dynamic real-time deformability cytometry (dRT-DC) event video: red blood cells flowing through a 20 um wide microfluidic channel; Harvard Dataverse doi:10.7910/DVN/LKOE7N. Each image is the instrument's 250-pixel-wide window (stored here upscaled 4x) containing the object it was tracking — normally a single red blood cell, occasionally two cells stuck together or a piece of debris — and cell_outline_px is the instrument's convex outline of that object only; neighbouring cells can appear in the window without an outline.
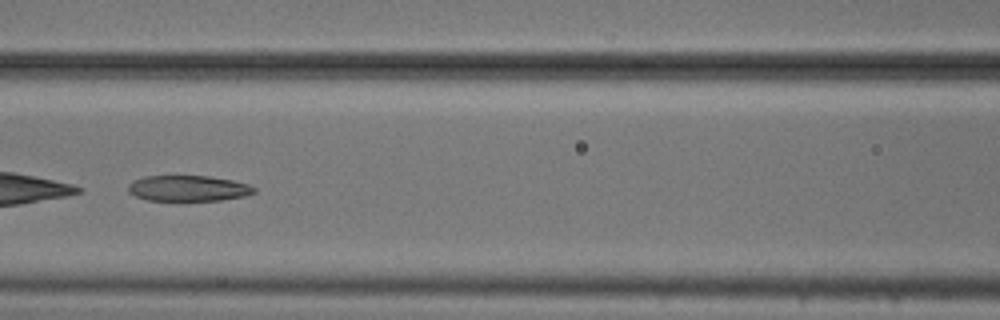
{"species": "common noctule bat (a hibernating species)", "species_latin": "Nyctalus noctula", "temperature_condition": "cold", "stored_images_in_passage": 52, "camera_frame_rate_fps": 3000, "um_per_image_px": 0.085, "animal": {"sex": "male", "body_mass_g": 20.5, "forearm_length_mm": 52.5}, "frame": {"image": 1, "passage_image": 23, "time_ms": 7.333, "image_size_px": [1000, 320], "cell_outline_px": [[256, 192], [244, 196], [220, 200], [176, 204], [148, 200], [136, 196], [128, 192], [128, 184], [132, 180], [144, 176], [208, 176], [232, 180], [248, 184], [256, 188]], "centroid_in_image_um": [15.95, 16.06], "position_along_channel_um": 150.6, "area_um2": 19.88}}
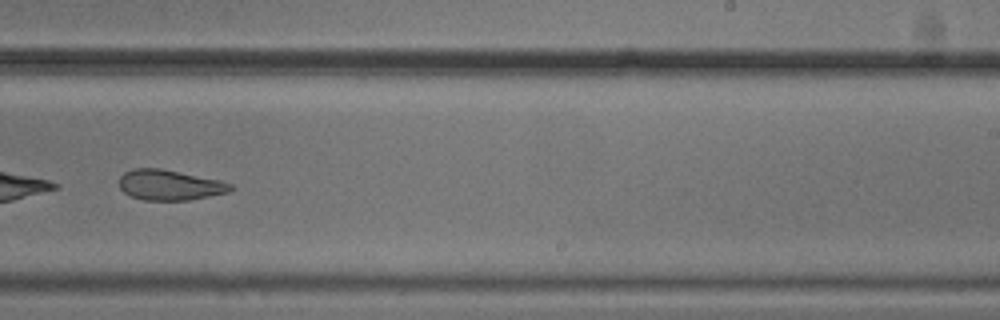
{"frame": {"image": 2, "passage_image": 33, "time_ms": 10.667, "image_size_px": [1000, 320], "cell_outline_px": [[236, 188], [228, 192], [188, 200], [144, 200], [132, 196], [124, 192], [120, 188], [120, 176], [124, 172], [132, 168], [160, 168], [220, 180], [232, 184]], "centroid_in_image_um": [14.43, 15.72], "position_along_channel_um": 274.6, "area_um2": 19.65}}
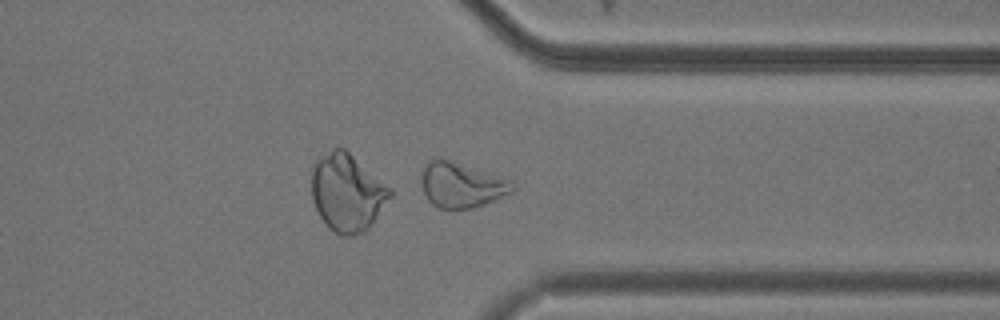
{"frame": {"image": 3, "passage_image": 41, "time_ms": 13.333, "image_size_px": [1000, 320], "cell_outline_px": [[516, 188], [512, 192], [472, 208], [440, 208], [432, 204], [428, 200], [424, 192], [420, 180], [420, 172], [424, 164], [432, 156], [440, 156], [512, 180]], "centroid_in_image_um": [39.16, 15.66], "position_along_channel_um": 372.2, "area_um2": 24.33}}